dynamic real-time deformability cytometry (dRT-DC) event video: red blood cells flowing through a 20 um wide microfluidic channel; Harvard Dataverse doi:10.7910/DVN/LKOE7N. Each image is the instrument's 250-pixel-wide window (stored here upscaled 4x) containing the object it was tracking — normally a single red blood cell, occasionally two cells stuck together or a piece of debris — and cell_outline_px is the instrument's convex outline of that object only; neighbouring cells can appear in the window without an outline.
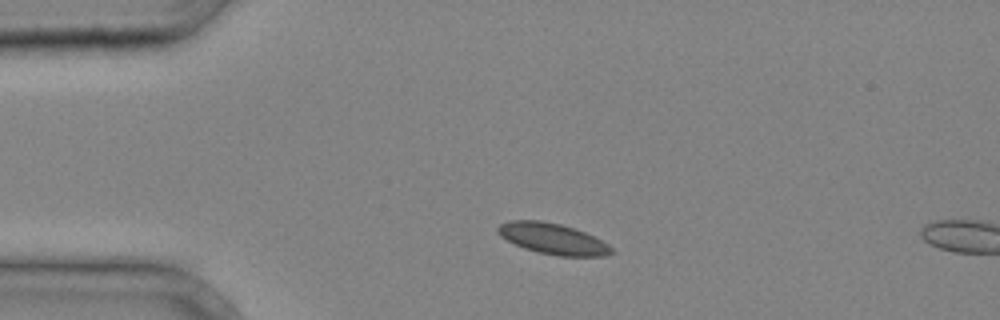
{"species": "common noctule bat (a hibernating species)", "species_latin": "Nyctalus noctula", "temperature_condition": "cold", "stored_images_in_passage": 6, "camera_frame_rate_fps": 3000, "um_per_image_px": 0.085, "animal": {"sex": "male", "body_mass_g": 20.4}, "frame": {"image": 1, "passage_image": 4, "time_ms": 1.0, "image_size_px": [1000, 320], "cell_outline_px": [[616, 252], [604, 256], [560, 256], [540, 252], [524, 248], [500, 236], [496, 232], [496, 228], [500, 224], [512, 220], [540, 220], [560, 224], [584, 232], [608, 244]], "centroid_in_image_um": [46.98, 20.29], "position_along_channel_um": 38.0, "area_um2": 20.23}}